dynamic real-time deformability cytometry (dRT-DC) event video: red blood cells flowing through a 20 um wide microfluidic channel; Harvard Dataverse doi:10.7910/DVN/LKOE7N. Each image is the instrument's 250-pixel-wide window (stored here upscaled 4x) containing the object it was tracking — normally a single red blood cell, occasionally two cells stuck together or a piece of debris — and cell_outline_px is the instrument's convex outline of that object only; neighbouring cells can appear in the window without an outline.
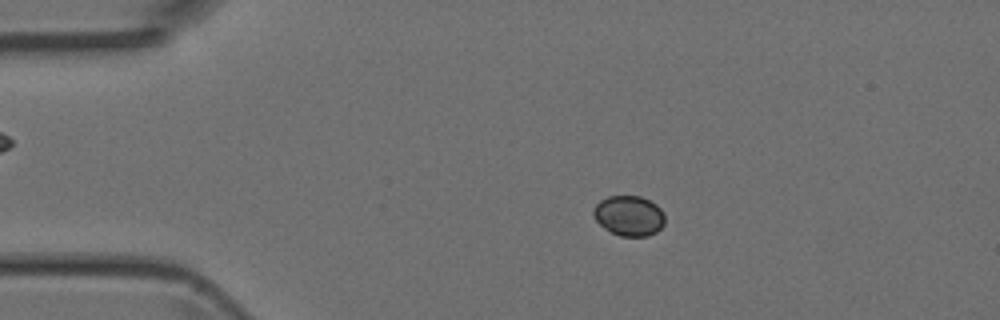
{"species": "Egyptian fruit bat (a non-hibernating species)", "species_latin": "Rousettus aegyptiacus", "temperature_condition": "room temperature", "stored_images_in_passage": 16, "camera_frame_rate_fps": 3000, "um_per_image_px": 0.085, "animal": {"sex": "female"}, "frame": {"image": 1, "passage_image": 10, "time_ms": 3.0, "image_size_px": [1000, 320], "cell_outline_px": [[664, 224], [656, 232], [648, 236], [620, 236], [604, 228], [596, 220], [592, 212], [596, 204], [600, 200], [608, 196], [640, 196], [656, 204], [664, 212]], "centroid_in_image_um": [53.47, 18.33], "position_along_channel_um": 31.5, "area_um2": 16.7}}